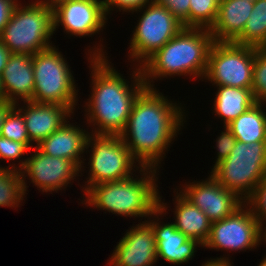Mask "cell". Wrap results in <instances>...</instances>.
<instances>
[{
  "label": "cell",
  "instance_id": "5bb4252c",
  "mask_svg": "<svg viewBox=\"0 0 266 266\" xmlns=\"http://www.w3.org/2000/svg\"><path fill=\"white\" fill-rule=\"evenodd\" d=\"M185 184L179 193L204 212L211 222L229 217L244 204L243 200L224 188L212 175L205 181Z\"/></svg>",
  "mask_w": 266,
  "mask_h": 266
},
{
  "label": "cell",
  "instance_id": "8fae6325",
  "mask_svg": "<svg viewBox=\"0 0 266 266\" xmlns=\"http://www.w3.org/2000/svg\"><path fill=\"white\" fill-rule=\"evenodd\" d=\"M261 241H266L265 231L243 204L229 217L212 222L210 236L203 247L227 252L246 251L256 248Z\"/></svg>",
  "mask_w": 266,
  "mask_h": 266
},
{
  "label": "cell",
  "instance_id": "2e32d148",
  "mask_svg": "<svg viewBox=\"0 0 266 266\" xmlns=\"http://www.w3.org/2000/svg\"><path fill=\"white\" fill-rule=\"evenodd\" d=\"M161 197L159 195V208L149 217L150 220H146L154 229L157 243V257L158 259L161 257L172 264L187 263L194 257L197 247H202V244L195 239H189L176 229L174 223H163L159 221V216L162 217L163 214L168 213L166 211L168 208L166 206L167 204L162 202ZM155 216L157 217L156 219H154Z\"/></svg>",
  "mask_w": 266,
  "mask_h": 266
},
{
  "label": "cell",
  "instance_id": "484cf974",
  "mask_svg": "<svg viewBox=\"0 0 266 266\" xmlns=\"http://www.w3.org/2000/svg\"><path fill=\"white\" fill-rule=\"evenodd\" d=\"M220 0H190L189 27L210 29L215 23Z\"/></svg>",
  "mask_w": 266,
  "mask_h": 266
},
{
  "label": "cell",
  "instance_id": "f1b7e54d",
  "mask_svg": "<svg viewBox=\"0 0 266 266\" xmlns=\"http://www.w3.org/2000/svg\"><path fill=\"white\" fill-rule=\"evenodd\" d=\"M244 204L249 207L253 216L266 232V227L263 225L266 223V177L255 187L252 194L244 201Z\"/></svg>",
  "mask_w": 266,
  "mask_h": 266
},
{
  "label": "cell",
  "instance_id": "74e56055",
  "mask_svg": "<svg viewBox=\"0 0 266 266\" xmlns=\"http://www.w3.org/2000/svg\"><path fill=\"white\" fill-rule=\"evenodd\" d=\"M46 4H48L51 8H53L55 5L63 2V1H66V0H40Z\"/></svg>",
  "mask_w": 266,
  "mask_h": 266
},
{
  "label": "cell",
  "instance_id": "7402d4cb",
  "mask_svg": "<svg viewBox=\"0 0 266 266\" xmlns=\"http://www.w3.org/2000/svg\"><path fill=\"white\" fill-rule=\"evenodd\" d=\"M218 88L214 99V113L221 117L224 126L235 120L256 103L252 89L235 88L231 86H216Z\"/></svg>",
  "mask_w": 266,
  "mask_h": 266
},
{
  "label": "cell",
  "instance_id": "ba28073f",
  "mask_svg": "<svg viewBox=\"0 0 266 266\" xmlns=\"http://www.w3.org/2000/svg\"><path fill=\"white\" fill-rule=\"evenodd\" d=\"M91 148L88 162V180L82 190L85 193L92 185L108 181H119L134 175L141 168L119 135L89 134L86 152ZM135 163V164H134ZM135 165V166H134ZM133 168H136L134 170ZM138 168V169H137ZM90 174V175H89Z\"/></svg>",
  "mask_w": 266,
  "mask_h": 266
},
{
  "label": "cell",
  "instance_id": "ffe728a7",
  "mask_svg": "<svg viewBox=\"0 0 266 266\" xmlns=\"http://www.w3.org/2000/svg\"><path fill=\"white\" fill-rule=\"evenodd\" d=\"M253 6L249 0H220L216 21L209 29L214 42H235L242 35Z\"/></svg>",
  "mask_w": 266,
  "mask_h": 266
},
{
  "label": "cell",
  "instance_id": "4316f807",
  "mask_svg": "<svg viewBox=\"0 0 266 266\" xmlns=\"http://www.w3.org/2000/svg\"><path fill=\"white\" fill-rule=\"evenodd\" d=\"M1 136L26 144L30 149L32 145L27 128L25 126L22 113L14 106L6 115L4 125L2 126Z\"/></svg>",
  "mask_w": 266,
  "mask_h": 266
},
{
  "label": "cell",
  "instance_id": "30bf717a",
  "mask_svg": "<svg viewBox=\"0 0 266 266\" xmlns=\"http://www.w3.org/2000/svg\"><path fill=\"white\" fill-rule=\"evenodd\" d=\"M255 47L214 42L204 76L212 85L251 89Z\"/></svg>",
  "mask_w": 266,
  "mask_h": 266
},
{
  "label": "cell",
  "instance_id": "f546056e",
  "mask_svg": "<svg viewBox=\"0 0 266 266\" xmlns=\"http://www.w3.org/2000/svg\"><path fill=\"white\" fill-rule=\"evenodd\" d=\"M31 150L26 144L0 136V159L13 160L20 158Z\"/></svg>",
  "mask_w": 266,
  "mask_h": 266
},
{
  "label": "cell",
  "instance_id": "d6a6232c",
  "mask_svg": "<svg viewBox=\"0 0 266 266\" xmlns=\"http://www.w3.org/2000/svg\"><path fill=\"white\" fill-rule=\"evenodd\" d=\"M154 2V0H104L106 16L114 9L125 12H136L140 8ZM115 6V8H114ZM114 8V9H113Z\"/></svg>",
  "mask_w": 266,
  "mask_h": 266
},
{
  "label": "cell",
  "instance_id": "5b68a950",
  "mask_svg": "<svg viewBox=\"0 0 266 266\" xmlns=\"http://www.w3.org/2000/svg\"><path fill=\"white\" fill-rule=\"evenodd\" d=\"M18 3L10 21L0 34L1 42L11 53L33 55L53 46V9L35 0L24 6Z\"/></svg>",
  "mask_w": 266,
  "mask_h": 266
},
{
  "label": "cell",
  "instance_id": "4dcf8cb0",
  "mask_svg": "<svg viewBox=\"0 0 266 266\" xmlns=\"http://www.w3.org/2000/svg\"><path fill=\"white\" fill-rule=\"evenodd\" d=\"M154 2L164 5L183 27H189L190 0H154Z\"/></svg>",
  "mask_w": 266,
  "mask_h": 266
},
{
  "label": "cell",
  "instance_id": "44dd1931",
  "mask_svg": "<svg viewBox=\"0 0 266 266\" xmlns=\"http://www.w3.org/2000/svg\"><path fill=\"white\" fill-rule=\"evenodd\" d=\"M173 222L177 230L189 239L197 240L202 246L207 242L212 222L197 206L191 204L180 193H175Z\"/></svg>",
  "mask_w": 266,
  "mask_h": 266
},
{
  "label": "cell",
  "instance_id": "83f0119b",
  "mask_svg": "<svg viewBox=\"0 0 266 266\" xmlns=\"http://www.w3.org/2000/svg\"><path fill=\"white\" fill-rule=\"evenodd\" d=\"M251 89L256 102L266 103V48L255 47Z\"/></svg>",
  "mask_w": 266,
  "mask_h": 266
},
{
  "label": "cell",
  "instance_id": "52a82bcc",
  "mask_svg": "<svg viewBox=\"0 0 266 266\" xmlns=\"http://www.w3.org/2000/svg\"><path fill=\"white\" fill-rule=\"evenodd\" d=\"M34 93L32 102L59 104L73 112L78 89L65 58L54 45L32 55Z\"/></svg>",
  "mask_w": 266,
  "mask_h": 266
},
{
  "label": "cell",
  "instance_id": "d6986e66",
  "mask_svg": "<svg viewBox=\"0 0 266 266\" xmlns=\"http://www.w3.org/2000/svg\"><path fill=\"white\" fill-rule=\"evenodd\" d=\"M69 122L67 120L36 147L44 154L52 157L71 160L81 169L85 167L82 166L84 162L81 160L83 159L81 155L85 152L87 138L90 133Z\"/></svg>",
  "mask_w": 266,
  "mask_h": 266
},
{
  "label": "cell",
  "instance_id": "9c48e42d",
  "mask_svg": "<svg viewBox=\"0 0 266 266\" xmlns=\"http://www.w3.org/2000/svg\"><path fill=\"white\" fill-rule=\"evenodd\" d=\"M138 11L143 13L138 18L135 30L132 31L128 57L132 62L137 61V66H141L170 41L183 28V25L164 5L156 2L149 3L136 12Z\"/></svg>",
  "mask_w": 266,
  "mask_h": 266
},
{
  "label": "cell",
  "instance_id": "e0dca14e",
  "mask_svg": "<svg viewBox=\"0 0 266 266\" xmlns=\"http://www.w3.org/2000/svg\"><path fill=\"white\" fill-rule=\"evenodd\" d=\"M24 103L25 107H20L18 102L15 107L22 113L29 139L32 144L35 142V146L66 123L72 113L74 114L69 107L59 104L32 101H25Z\"/></svg>",
  "mask_w": 266,
  "mask_h": 266
},
{
  "label": "cell",
  "instance_id": "1f68e13d",
  "mask_svg": "<svg viewBox=\"0 0 266 266\" xmlns=\"http://www.w3.org/2000/svg\"><path fill=\"white\" fill-rule=\"evenodd\" d=\"M224 128L220 136L216 139V149L218 152L214 166L229 156L237 141L231 130L227 126H224Z\"/></svg>",
  "mask_w": 266,
  "mask_h": 266
},
{
  "label": "cell",
  "instance_id": "d4e9b609",
  "mask_svg": "<svg viewBox=\"0 0 266 266\" xmlns=\"http://www.w3.org/2000/svg\"><path fill=\"white\" fill-rule=\"evenodd\" d=\"M9 165L3 168L0 165V206L19 207L20 202L25 198V191L20 171L16 165Z\"/></svg>",
  "mask_w": 266,
  "mask_h": 266
},
{
  "label": "cell",
  "instance_id": "e575fe53",
  "mask_svg": "<svg viewBox=\"0 0 266 266\" xmlns=\"http://www.w3.org/2000/svg\"><path fill=\"white\" fill-rule=\"evenodd\" d=\"M14 106L15 104L9 101L0 102V136H1L2 126L4 125L5 122V117Z\"/></svg>",
  "mask_w": 266,
  "mask_h": 266
},
{
  "label": "cell",
  "instance_id": "7c38bea8",
  "mask_svg": "<svg viewBox=\"0 0 266 266\" xmlns=\"http://www.w3.org/2000/svg\"><path fill=\"white\" fill-rule=\"evenodd\" d=\"M33 150L35 152L24 161L20 160L21 163L16 167L21 173L25 194L29 187L25 182L28 176L40 191L52 194V191L65 190L71 184L70 181H74L75 177L80 176V171H83L71 160L44 154L37 147Z\"/></svg>",
  "mask_w": 266,
  "mask_h": 266
},
{
  "label": "cell",
  "instance_id": "ac0fdd59",
  "mask_svg": "<svg viewBox=\"0 0 266 266\" xmlns=\"http://www.w3.org/2000/svg\"><path fill=\"white\" fill-rule=\"evenodd\" d=\"M6 100L14 104L31 101L34 93L32 55L11 53L1 74Z\"/></svg>",
  "mask_w": 266,
  "mask_h": 266
},
{
  "label": "cell",
  "instance_id": "4fadbf2b",
  "mask_svg": "<svg viewBox=\"0 0 266 266\" xmlns=\"http://www.w3.org/2000/svg\"><path fill=\"white\" fill-rule=\"evenodd\" d=\"M52 9L54 31L61 25L70 36H94L106 25L104 0H66Z\"/></svg>",
  "mask_w": 266,
  "mask_h": 266
},
{
  "label": "cell",
  "instance_id": "7a4b0ae2",
  "mask_svg": "<svg viewBox=\"0 0 266 266\" xmlns=\"http://www.w3.org/2000/svg\"><path fill=\"white\" fill-rule=\"evenodd\" d=\"M102 47V48H101ZM88 50V62L92 76V93L84 106L87 124L95 126L89 133L96 135H120L128 122L137 96L146 88L140 66L133 70L129 81L124 79L109 63L104 47ZM111 64V65H110ZM88 112V113H87Z\"/></svg>",
  "mask_w": 266,
  "mask_h": 266
},
{
  "label": "cell",
  "instance_id": "9a60e30c",
  "mask_svg": "<svg viewBox=\"0 0 266 266\" xmlns=\"http://www.w3.org/2000/svg\"><path fill=\"white\" fill-rule=\"evenodd\" d=\"M129 230L117 243L108 265L153 266L158 260L153 227L145 220Z\"/></svg>",
  "mask_w": 266,
  "mask_h": 266
},
{
  "label": "cell",
  "instance_id": "cb8c5ba5",
  "mask_svg": "<svg viewBox=\"0 0 266 266\" xmlns=\"http://www.w3.org/2000/svg\"><path fill=\"white\" fill-rule=\"evenodd\" d=\"M237 44L266 48V0H256Z\"/></svg>",
  "mask_w": 266,
  "mask_h": 266
},
{
  "label": "cell",
  "instance_id": "3957f363",
  "mask_svg": "<svg viewBox=\"0 0 266 266\" xmlns=\"http://www.w3.org/2000/svg\"><path fill=\"white\" fill-rule=\"evenodd\" d=\"M213 43L208 28L183 27L140 66L145 86L153 88V80L173 75L203 79Z\"/></svg>",
  "mask_w": 266,
  "mask_h": 266
},
{
  "label": "cell",
  "instance_id": "836d02e7",
  "mask_svg": "<svg viewBox=\"0 0 266 266\" xmlns=\"http://www.w3.org/2000/svg\"><path fill=\"white\" fill-rule=\"evenodd\" d=\"M18 0H0V34L10 21Z\"/></svg>",
  "mask_w": 266,
  "mask_h": 266
},
{
  "label": "cell",
  "instance_id": "603a6c76",
  "mask_svg": "<svg viewBox=\"0 0 266 266\" xmlns=\"http://www.w3.org/2000/svg\"><path fill=\"white\" fill-rule=\"evenodd\" d=\"M263 104V105H262ZM266 103L256 102L227 125L237 141L249 144L266 141Z\"/></svg>",
  "mask_w": 266,
  "mask_h": 266
},
{
  "label": "cell",
  "instance_id": "8d00e7d4",
  "mask_svg": "<svg viewBox=\"0 0 266 266\" xmlns=\"http://www.w3.org/2000/svg\"><path fill=\"white\" fill-rule=\"evenodd\" d=\"M202 266H232L229 257H220L207 260Z\"/></svg>",
  "mask_w": 266,
  "mask_h": 266
},
{
  "label": "cell",
  "instance_id": "277c9868",
  "mask_svg": "<svg viewBox=\"0 0 266 266\" xmlns=\"http://www.w3.org/2000/svg\"><path fill=\"white\" fill-rule=\"evenodd\" d=\"M157 169L141 166L139 173L143 177L92 185L83 194L87 199L82 203L121 217H149L159 208Z\"/></svg>",
  "mask_w": 266,
  "mask_h": 266
},
{
  "label": "cell",
  "instance_id": "f35d334b",
  "mask_svg": "<svg viewBox=\"0 0 266 266\" xmlns=\"http://www.w3.org/2000/svg\"><path fill=\"white\" fill-rule=\"evenodd\" d=\"M1 101H7V100H6L5 92L3 90L2 79H1V75H0V102Z\"/></svg>",
  "mask_w": 266,
  "mask_h": 266
},
{
  "label": "cell",
  "instance_id": "ab89813d",
  "mask_svg": "<svg viewBox=\"0 0 266 266\" xmlns=\"http://www.w3.org/2000/svg\"><path fill=\"white\" fill-rule=\"evenodd\" d=\"M258 266H266V256H264V259L261 260V262Z\"/></svg>",
  "mask_w": 266,
  "mask_h": 266
},
{
  "label": "cell",
  "instance_id": "d590c367",
  "mask_svg": "<svg viewBox=\"0 0 266 266\" xmlns=\"http://www.w3.org/2000/svg\"><path fill=\"white\" fill-rule=\"evenodd\" d=\"M10 55L11 52L0 40V75L7 64Z\"/></svg>",
  "mask_w": 266,
  "mask_h": 266
},
{
  "label": "cell",
  "instance_id": "6da1fadb",
  "mask_svg": "<svg viewBox=\"0 0 266 266\" xmlns=\"http://www.w3.org/2000/svg\"><path fill=\"white\" fill-rule=\"evenodd\" d=\"M181 106L169 101L156 88L146 87L137 96L119 136L139 165L157 168L161 164L183 121L186 122Z\"/></svg>",
  "mask_w": 266,
  "mask_h": 266
},
{
  "label": "cell",
  "instance_id": "8992f818",
  "mask_svg": "<svg viewBox=\"0 0 266 266\" xmlns=\"http://www.w3.org/2000/svg\"><path fill=\"white\" fill-rule=\"evenodd\" d=\"M210 174L245 201L266 177V141H236L229 156L213 166Z\"/></svg>",
  "mask_w": 266,
  "mask_h": 266
}]
</instances>
